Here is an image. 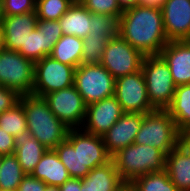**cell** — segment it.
Masks as SVG:
<instances>
[{
    "label": "cell",
    "instance_id": "d590c367",
    "mask_svg": "<svg viewBox=\"0 0 190 191\" xmlns=\"http://www.w3.org/2000/svg\"><path fill=\"white\" fill-rule=\"evenodd\" d=\"M46 184L31 174H26L18 186L17 191H44Z\"/></svg>",
    "mask_w": 190,
    "mask_h": 191
},
{
    "label": "cell",
    "instance_id": "8992f818",
    "mask_svg": "<svg viewBox=\"0 0 190 191\" xmlns=\"http://www.w3.org/2000/svg\"><path fill=\"white\" fill-rule=\"evenodd\" d=\"M74 86L89 105L114 95L115 78L101 64H81L75 69Z\"/></svg>",
    "mask_w": 190,
    "mask_h": 191
},
{
    "label": "cell",
    "instance_id": "30bf717a",
    "mask_svg": "<svg viewBox=\"0 0 190 191\" xmlns=\"http://www.w3.org/2000/svg\"><path fill=\"white\" fill-rule=\"evenodd\" d=\"M43 98L51 112L68 128H82L87 105L74 85L46 94Z\"/></svg>",
    "mask_w": 190,
    "mask_h": 191
},
{
    "label": "cell",
    "instance_id": "5bb4252c",
    "mask_svg": "<svg viewBox=\"0 0 190 191\" xmlns=\"http://www.w3.org/2000/svg\"><path fill=\"white\" fill-rule=\"evenodd\" d=\"M144 114L124 112L119 120L102 136L107 153L112 157L135 142Z\"/></svg>",
    "mask_w": 190,
    "mask_h": 191
},
{
    "label": "cell",
    "instance_id": "7bdbcfd3",
    "mask_svg": "<svg viewBox=\"0 0 190 191\" xmlns=\"http://www.w3.org/2000/svg\"><path fill=\"white\" fill-rule=\"evenodd\" d=\"M44 191H60L59 186H46Z\"/></svg>",
    "mask_w": 190,
    "mask_h": 191
},
{
    "label": "cell",
    "instance_id": "4dcf8cb0",
    "mask_svg": "<svg viewBox=\"0 0 190 191\" xmlns=\"http://www.w3.org/2000/svg\"><path fill=\"white\" fill-rule=\"evenodd\" d=\"M73 4L72 0H36L38 19L59 20Z\"/></svg>",
    "mask_w": 190,
    "mask_h": 191
},
{
    "label": "cell",
    "instance_id": "52a82bcc",
    "mask_svg": "<svg viewBox=\"0 0 190 191\" xmlns=\"http://www.w3.org/2000/svg\"><path fill=\"white\" fill-rule=\"evenodd\" d=\"M0 86L15 90L20 96L32 94L34 62L18 51H0Z\"/></svg>",
    "mask_w": 190,
    "mask_h": 191
},
{
    "label": "cell",
    "instance_id": "277c9868",
    "mask_svg": "<svg viewBox=\"0 0 190 191\" xmlns=\"http://www.w3.org/2000/svg\"><path fill=\"white\" fill-rule=\"evenodd\" d=\"M142 73L151 106L156 110H166L176 89L168 64L161 55H145Z\"/></svg>",
    "mask_w": 190,
    "mask_h": 191
},
{
    "label": "cell",
    "instance_id": "83f0119b",
    "mask_svg": "<svg viewBox=\"0 0 190 191\" xmlns=\"http://www.w3.org/2000/svg\"><path fill=\"white\" fill-rule=\"evenodd\" d=\"M128 185L133 191H179L165 170L139 176Z\"/></svg>",
    "mask_w": 190,
    "mask_h": 191
},
{
    "label": "cell",
    "instance_id": "603a6c76",
    "mask_svg": "<svg viewBox=\"0 0 190 191\" xmlns=\"http://www.w3.org/2000/svg\"><path fill=\"white\" fill-rule=\"evenodd\" d=\"M58 22L63 35H73L83 39L90 30L91 12L80 2H73Z\"/></svg>",
    "mask_w": 190,
    "mask_h": 191
},
{
    "label": "cell",
    "instance_id": "6da1fadb",
    "mask_svg": "<svg viewBox=\"0 0 190 191\" xmlns=\"http://www.w3.org/2000/svg\"><path fill=\"white\" fill-rule=\"evenodd\" d=\"M119 35L144 55H160L169 42L161 9L136 5L119 18Z\"/></svg>",
    "mask_w": 190,
    "mask_h": 191
},
{
    "label": "cell",
    "instance_id": "f546056e",
    "mask_svg": "<svg viewBox=\"0 0 190 191\" xmlns=\"http://www.w3.org/2000/svg\"><path fill=\"white\" fill-rule=\"evenodd\" d=\"M111 38L113 37H101L88 33V35L82 39V64H100L105 46Z\"/></svg>",
    "mask_w": 190,
    "mask_h": 191
},
{
    "label": "cell",
    "instance_id": "9c48e42d",
    "mask_svg": "<svg viewBox=\"0 0 190 191\" xmlns=\"http://www.w3.org/2000/svg\"><path fill=\"white\" fill-rule=\"evenodd\" d=\"M144 57L141 51L118 35L106 44L100 64L117 79L141 70Z\"/></svg>",
    "mask_w": 190,
    "mask_h": 191
},
{
    "label": "cell",
    "instance_id": "e575fe53",
    "mask_svg": "<svg viewBox=\"0 0 190 191\" xmlns=\"http://www.w3.org/2000/svg\"><path fill=\"white\" fill-rule=\"evenodd\" d=\"M20 95L13 89L0 86V114L19 102Z\"/></svg>",
    "mask_w": 190,
    "mask_h": 191
},
{
    "label": "cell",
    "instance_id": "2e32d148",
    "mask_svg": "<svg viewBox=\"0 0 190 191\" xmlns=\"http://www.w3.org/2000/svg\"><path fill=\"white\" fill-rule=\"evenodd\" d=\"M37 19L36 11L14 16H2L4 48L13 51L25 48V41L35 29Z\"/></svg>",
    "mask_w": 190,
    "mask_h": 191
},
{
    "label": "cell",
    "instance_id": "ac0fdd59",
    "mask_svg": "<svg viewBox=\"0 0 190 191\" xmlns=\"http://www.w3.org/2000/svg\"><path fill=\"white\" fill-rule=\"evenodd\" d=\"M79 158H80V178L95 167L106 164L111 160L107 153L103 138L85 132L79 128Z\"/></svg>",
    "mask_w": 190,
    "mask_h": 191
},
{
    "label": "cell",
    "instance_id": "4fadbf2b",
    "mask_svg": "<svg viewBox=\"0 0 190 191\" xmlns=\"http://www.w3.org/2000/svg\"><path fill=\"white\" fill-rule=\"evenodd\" d=\"M120 103L113 96L87 105L82 129L96 136H103L123 115Z\"/></svg>",
    "mask_w": 190,
    "mask_h": 191
},
{
    "label": "cell",
    "instance_id": "8d00e7d4",
    "mask_svg": "<svg viewBox=\"0 0 190 191\" xmlns=\"http://www.w3.org/2000/svg\"><path fill=\"white\" fill-rule=\"evenodd\" d=\"M14 137L0 127V155L14 154L16 149Z\"/></svg>",
    "mask_w": 190,
    "mask_h": 191
},
{
    "label": "cell",
    "instance_id": "e0dca14e",
    "mask_svg": "<svg viewBox=\"0 0 190 191\" xmlns=\"http://www.w3.org/2000/svg\"><path fill=\"white\" fill-rule=\"evenodd\" d=\"M160 55L168 64L176 86L190 84V40H172Z\"/></svg>",
    "mask_w": 190,
    "mask_h": 191
},
{
    "label": "cell",
    "instance_id": "bcb514c9",
    "mask_svg": "<svg viewBox=\"0 0 190 191\" xmlns=\"http://www.w3.org/2000/svg\"><path fill=\"white\" fill-rule=\"evenodd\" d=\"M73 2H80L81 0H72Z\"/></svg>",
    "mask_w": 190,
    "mask_h": 191
},
{
    "label": "cell",
    "instance_id": "7c38bea8",
    "mask_svg": "<svg viewBox=\"0 0 190 191\" xmlns=\"http://www.w3.org/2000/svg\"><path fill=\"white\" fill-rule=\"evenodd\" d=\"M62 36V28L58 20L37 19L35 29L25 41V48H20L18 52L35 63L49 56L53 46Z\"/></svg>",
    "mask_w": 190,
    "mask_h": 191
},
{
    "label": "cell",
    "instance_id": "cb8c5ba5",
    "mask_svg": "<svg viewBox=\"0 0 190 191\" xmlns=\"http://www.w3.org/2000/svg\"><path fill=\"white\" fill-rule=\"evenodd\" d=\"M54 150L66 166L70 177L80 178L79 128L69 129L66 140L59 143Z\"/></svg>",
    "mask_w": 190,
    "mask_h": 191
},
{
    "label": "cell",
    "instance_id": "d4e9b609",
    "mask_svg": "<svg viewBox=\"0 0 190 191\" xmlns=\"http://www.w3.org/2000/svg\"><path fill=\"white\" fill-rule=\"evenodd\" d=\"M82 52V38L63 35L53 46L49 56L63 64L77 68L82 64Z\"/></svg>",
    "mask_w": 190,
    "mask_h": 191
},
{
    "label": "cell",
    "instance_id": "ee69618b",
    "mask_svg": "<svg viewBox=\"0 0 190 191\" xmlns=\"http://www.w3.org/2000/svg\"><path fill=\"white\" fill-rule=\"evenodd\" d=\"M119 191H133L132 188L129 185H125L122 189H120Z\"/></svg>",
    "mask_w": 190,
    "mask_h": 191
},
{
    "label": "cell",
    "instance_id": "f6af8a7d",
    "mask_svg": "<svg viewBox=\"0 0 190 191\" xmlns=\"http://www.w3.org/2000/svg\"><path fill=\"white\" fill-rule=\"evenodd\" d=\"M1 23H2V14H1V11H0V27H1Z\"/></svg>",
    "mask_w": 190,
    "mask_h": 191
},
{
    "label": "cell",
    "instance_id": "b9f144b4",
    "mask_svg": "<svg viewBox=\"0 0 190 191\" xmlns=\"http://www.w3.org/2000/svg\"><path fill=\"white\" fill-rule=\"evenodd\" d=\"M4 49V38H3V31L2 27H0V51Z\"/></svg>",
    "mask_w": 190,
    "mask_h": 191
},
{
    "label": "cell",
    "instance_id": "44dd1931",
    "mask_svg": "<svg viewBox=\"0 0 190 191\" xmlns=\"http://www.w3.org/2000/svg\"><path fill=\"white\" fill-rule=\"evenodd\" d=\"M47 186H60L71 177L54 149H48L31 174Z\"/></svg>",
    "mask_w": 190,
    "mask_h": 191
},
{
    "label": "cell",
    "instance_id": "ab89813d",
    "mask_svg": "<svg viewBox=\"0 0 190 191\" xmlns=\"http://www.w3.org/2000/svg\"><path fill=\"white\" fill-rule=\"evenodd\" d=\"M166 0H138V5L143 7H150L161 9Z\"/></svg>",
    "mask_w": 190,
    "mask_h": 191
},
{
    "label": "cell",
    "instance_id": "9a60e30c",
    "mask_svg": "<svg viewBox=\"0 0 190 191\" xmlns=\"http://www.w3.org/2000/svg\"><path fill=\"white\" fill-rule=\"evenodd\" d=\"M161 11L168 40H190V0H166Z\"/></svg>",
    "mask_w": 190,
    "mask_h": 191
},
{
    "label": "cell",
    "instance_id": "3957f363",
    "mask_svg": "<svg viewBox=\"0 0 190 191\" xmlns=\"http://www.w3.org/2000/svg\"><path fill=\"white\" fill-rule=\"evenodd\" d=\"M165 154L158 148L143 144H131L111 157L125 184L139 176L165 170Z\"/></svg>",
    "mask_w": 190,
    "mask_h": 191
},
{
    "label": "cell",
    "instance_id": "1f68e13d",
    "mask_svg": "<svg viewBox=\"0 0 190 191\" xmlns=\"http://www.w3.org/2000/svg\"><path fill=\"white\" fill-rule=\"evenodd\" d=\"M89 33L101 37H117L119 35V19L111 14L91 13Z\"/></svg>",
    "mask_w": 190,
    "mask_h": 191
},
{
    "label": "cell",
    "instance_id": "f1b7e54d",
    "mask_svg": "<svg viewBox=\"0 0 190 191\" xmlns=\"http://www.w3.org/2000/svg\"><path fill=\"white\" fill-rule=\"evenodd\" d=\"M0 127L14 138L27 130V120L20 101L0 114Z\"/></svg>",
    "mask_w": 190,
    "mask_h": 191
},
{
    "label": "cell",
    "instance_id": "ba28073f",
    "mask_svg": "<svg viewBox=\"0 0 190 191\" xmlns=\"http://www.w3.org/2000/svg\"><path fill=\"white\" fill-rule=\"evenodd\" d=\"M75 69L51 56H45L34 63L32 94L44 97L51 92L71 87L74 85Z\"/></svg>",
    "mask_w": 190,
    "mask_h": 191
},
{
    "label": "cell",
    "instance_id": "7a4b0ae2",
    "mask_svg": "<svg viewBox=\"0 0 190 191\" xmlns=\"http://www.w3.org/2000/svg\"><path fill=\"white\" fill-rule=\"evenodd\" d=\"M19 101L27 120V130L47 149H54L67 138L70 128L50 110L43 97L33 94L21 95Z\"/></svg>",
    "mask_w": 190,
    "mask_h": 191
},
{
    "label": "cell",
    "instance_id": "7402d4cb",
    "mask_svg": "<svg viewBox=\"0 0 190 191\" xmlns=\"http://www.w3.org/2000/svg\"><path fill=\"white\" fill-rule=\"evenodd\" d=\"M165 171L179 191H190V155L179 146L165 156Z\"/></svg>",
    "mask_w": 190,
    "mask_h": 191
},
{
    "label": "cell",
    "instance_id": "5b68a950",
    "mask_svg": "<svg viewBox=\"0 0 190 191\" xmlns=\"http://www.w3.org/2000/svg\"><path fill=\"white\" fill-rule=\"evenodd\" d=\"M179 130L166 110L145 113L135 144L154 146L165 155L178 146Z\"/></svg>",
    "mask_w": 190,
    "mask_h": 191
},
{
    "label": "cell",
    "instance_id": "484cf974",
    "mask_svg": "<svg viewBox=\"0 0 190 191\" xmlns=\"http://www.w3.org/2000/svg\"><path fill=\"white\" fill-rule=\"evenodd\" d=\"M166 111L179 131L190 128V84L176 86L173 100Z\"/></svg>",
    "mask_w": 190,
    "mask_h": 191
},
{
    "label": "cell",
    "instance_id": "60d3db41",
    "mask_svg": "<svg viewBox=\"0 0 190 191\" xmlns=\"http://www.w3.org/2000/svg\"><path fill=\"white\" fill-rule=\"evenodd\" d=\"M120 7L125 10L138 5V0H118Z\"/></svg>",
    "mask_w": 190,
    "mask_h": 191
},
{
    "label": "cell",
    "instance_id": "ffe728a7",
    "mask_svg": "<svg viewBox=\"0 0 190 191\" xmlns=\"http://www.w3.org/2000/svg\"><path fill=\"white\" fill-rule=\"evenodd\" d=\"M14 155L25 174H32L41 157L48 150L31 133L26 130L18 134L15 139Z\"/></svg>",
    "mask_w": 190,
    "mask_h": 191
},
{
    "label": "cell",
    "instance_id": "f35d334b",
    "mask_svg": "<svg viewBox=\"0 0 190 191\" xmlns=\"http://www.w3.org/2000/svg\"><path fill=\"white\" fill-rule=\"evenodd\" d=\"M82 178H70L59 186L60 191H79L81 190Z\"/></svg>",
    "mask_w": 190,
    "mask_h": 191
},
{
    "label": "cell",
    "instance_id": "d6a6232c",
    "mask_svg": "<svg viewBox=\"0 0 190 191\" xmlns=\"http://www.w3.org/2000/svg\"><path fill=\"white\" fill-rule=\"evenodd\" d=\"M80 3L94 14H111L120 18L123 9L120 7L118 0H81Z\"/></svg>",
    "mask_w": 190,
    "mask_h": 191
},
{
    "label": "cell",
    "instance_id": "74e56055",
    "mask_svg": "<svg viewBox=\"0 0 190 191\" xmlns=\"http://www.w3.org/2000/svg\"><path fill=\"white\" fill-rule=\"evenodd\" d=\"M178 146L190 155V128L179 131Z\"/></svg>",
    "mask_w": 190,
    "mask_h": 191
},
{
    "label": "cell",
    "instance_id": "d6986e66",
    "mask_svg": "<svg viewBox=\"0 0 190 191\" xmlns=\"http://www.w3.org/2000/svg\"><path fill=\"white\" fill-rule=\"evenodd\" d=\"M126 184L122 181L111 159L104 165L95 167L82 178L79 191H119Z\"/></svg>",
    "mask_w": 190,
    "mask_h": 191
},
{
    "label": "cell",
    "instance_id": "836d02e7",
    "mask_svg": "<svg viewBox=\"0 0 190 191\" xmlns=\"http://www.w3.org/2000/svg\"><path fill=\"white\" fill-rule=\"evenodd\" d=\"M36 10V0H0L2 16H14Z\"/></svg>",
    "mask_w": 190,
    "mask_h": 191
},
{
    "label": "cell",
    "instance_id": "4316f807",
    "mask_svg": "<svg viewBox=\"0 0 190 191\" xmlns=\"http://www.w3.org/2000/svg\"><path fill=\"white\" fill-rule=\"evenodd\" d=\"M25 175L14 154L1 156L0 189L17 191Z\"/></svg>",
    "mask_w": 190,
    "mask_h": 191
},
{
    "label": "cell",
    "instance_id": "8fae6325",
    "mask_svg": "<svg viewBox=\"0 0 190 191\" xmlns=\"http://www.w3.org/2000/svg\"><path fill=\"white\" fill-rule=\"evenodd\" d=\"M114 97L123 112L145 114L155 110L147 96L142 69L115 79Z\"/></svg>",
    "mask_w": 190,
    "mask_h": 191
}]
</instances>
